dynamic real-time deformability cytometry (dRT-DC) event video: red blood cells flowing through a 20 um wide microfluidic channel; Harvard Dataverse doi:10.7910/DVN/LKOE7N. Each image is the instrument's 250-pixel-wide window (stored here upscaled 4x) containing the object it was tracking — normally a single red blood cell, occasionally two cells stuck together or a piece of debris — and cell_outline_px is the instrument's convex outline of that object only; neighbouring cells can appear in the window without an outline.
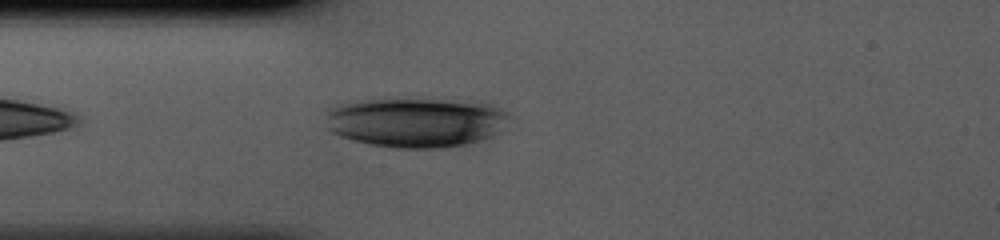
{"species": "human", "species_latin": "Homo sapiens", "temperature_condition": "cold", "stored_images_in_passage": 34, "camera_frame_rate_fps": 3000, "um_per_image_px": 0.085, "donor": {"sex": "male"}, "frame": {"image": 1, "passage_image": 2, "time_ms": 0.333, "image_size_px": [1000, 240], "cell_outline_px": [[508, 116], [492, 136], [468, 144], [440, 148], [396, 148], [368, 144], [352, 140], [340, 136], [332, 132], [328, 128], [324, 112], [328, 108], [336, 104], [360, 100], [440, 100], [488, 104], [500, 108]], "centroid_in_image_um": [35.22, 10.41], "position_along_channel_um": 49.8, "area_um2": 52.48}}
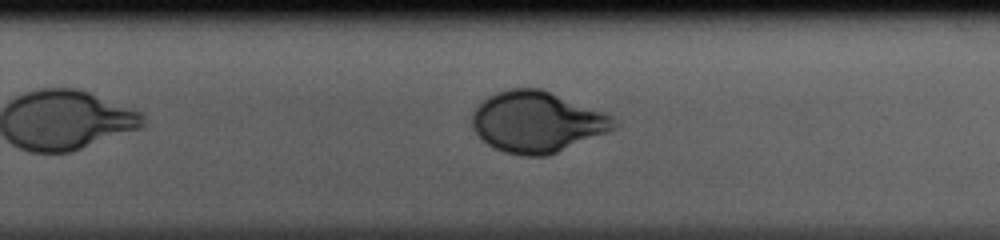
{"frame": {"image": 2, "passage_image": 19, "time_ms": 6.0, "image_size_px": [1000, 240], "cell_outline_px": [[616, 128], [608, 132], [556, 152], [544, 156], [520, 156], [504, 152], [488, 144], [472, 128], [472, 116], [476, 108], [488, 96], [496, 92], [512, 88], [540, 88], [612, 116], [616, 124]], "centroid_in_image_um": [45.62, 10.37], "position_along_channel_um": 284.2, "area_um2": 49.65}}
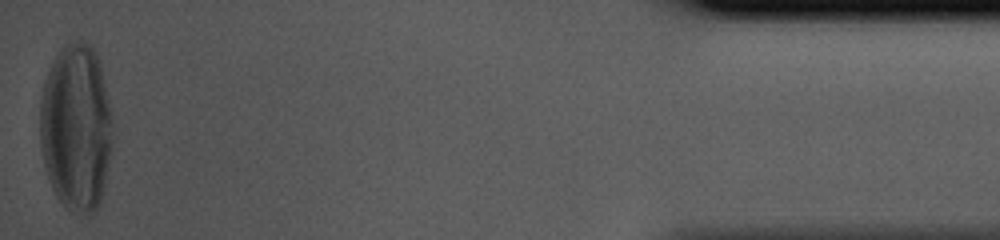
{"frame": {"image": 3, "passage_image": 34, "time_ms": 11.0, "image_size_px": [1000, 240], "cell_outline_px": [[112, 148], [104, 188], [100, 204], [92, 212], [72, 212], [64, 208], [56, 196], [52, 188], [44, 164], [40, 140], [40, 100], [44, 84], [52, 60], [60, 48], [72, 40], [80, 40], [88, 44], [96, 52], [100, 64], [112, 112]], "centroid_in_image_um": [6.48, 10.83], "position_along_channel_um": 428.7, "area_um2": 71.38}}